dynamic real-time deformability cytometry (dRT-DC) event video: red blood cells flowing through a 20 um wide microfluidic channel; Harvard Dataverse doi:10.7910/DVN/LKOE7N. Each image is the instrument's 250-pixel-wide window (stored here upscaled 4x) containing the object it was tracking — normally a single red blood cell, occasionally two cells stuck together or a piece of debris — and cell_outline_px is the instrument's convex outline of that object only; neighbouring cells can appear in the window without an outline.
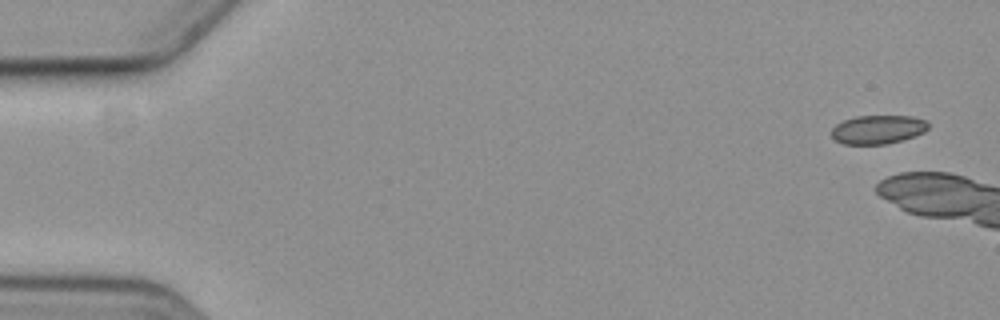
{"species": "common noctule bat (a hibernating species)", "species_latin": "Nyctalus noctula", "temperature_condition": "cold", "stored_images_in_passage": 4, "camera_frame_rate_fps": 3000, "um_per_image_px": 0.085, "animal": {"sex": "female", "body_mass_g": 19.3, "forearm_length_mm": 54.1}, "frame": {"image": 1, "passage_image": 1, "time_ms": 0.0, "image_size_px": [1000, 320], "cell_outline_px": [[928, 128], [924, 132], [888, 144], [844, 144], [836, 140], [832, 136], [832, 128], [836, 124], [844, 120], [856, 116], [912, 116], [924, 120], [928, 124]], "centroid_in_image_um": [74.6, 11.0], "position_along_channel_um": 10.4, "area_um2": 16.01}}